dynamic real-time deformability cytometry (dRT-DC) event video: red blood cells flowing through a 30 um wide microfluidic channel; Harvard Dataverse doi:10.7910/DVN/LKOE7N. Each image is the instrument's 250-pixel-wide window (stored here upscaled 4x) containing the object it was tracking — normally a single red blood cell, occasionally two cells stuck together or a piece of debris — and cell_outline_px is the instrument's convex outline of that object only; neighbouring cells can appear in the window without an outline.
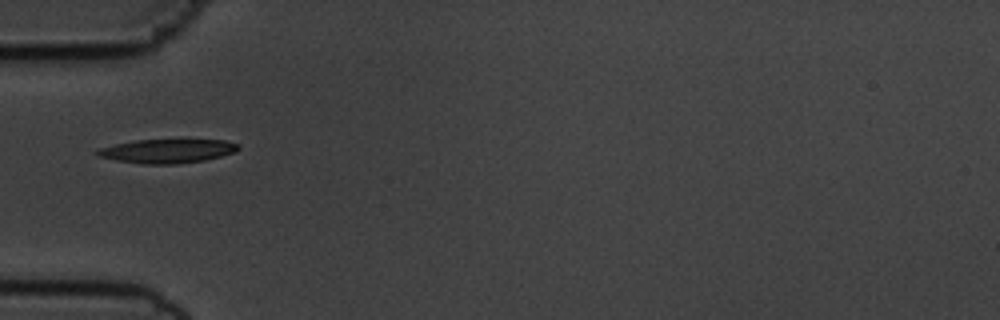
{"species": "common noctule bat (a hibernating species)", "species_latin": "Nyctalus noctula", "temperature_condition": "cold", "stored_images_in_passage": 26, "camera_frame_rate_fps": 3000, "um_per_image_px": 0.085, "animal": {"sex": "male", "body_mass_g": 19.5, "forearm_length_mm": 54.6}, "frame": {"image": 1, "passage_image": 1, "time_ms": 0.0, "image_size_px": [1000, 320], "cell_outline_px": [[240, 148], [236, 152], [204, 160], [176, 164], [144, 164], [116, 160], [100, 156], [96, 152], [96, 148], [136, 140], [224, 140], [240, 144]], "centroid_in_image_um": [14.24, 12.83], "position_along_channel_um": 70.8, "area_um2": 19.54}}
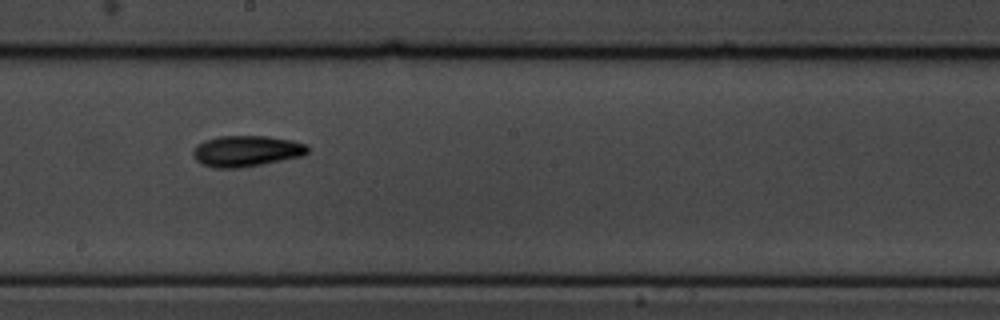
{"frame": {"image": 2, "passage_image": 14, "time_ms": 4.333, "image_size_px": [1000, 320], "cell_outline_px": [[308, 152], [304, 156], [264, 164], [240, 168], [216, 168], [200, 164], [192, 156], [192, 152], [196, 144], [204, 140], [220, 136], [268, 136], [292, 140], [308, 144]], "centroid_in_image_um": [20.94, 12.84], "position_along_channel_um": 227.3, "area_um2": 21.1}}
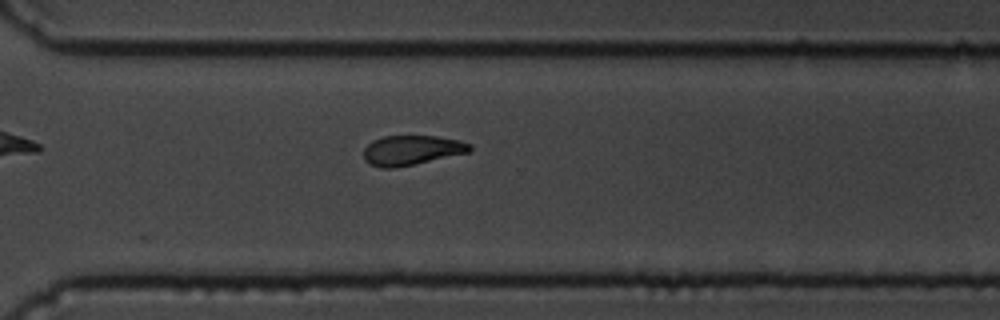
{"frame": {"image": 3, "passage_image": 23, "time_ms": 7.333, "image_size_px": [1000, 320], "cell_outline_px": [[472, 148], [468, 152], [396, 168], [380, 168], [368, 164], [364, 160], [364, 148], [372, 140], [384, 136], [436, 136], [460, 140], [472, 144]], "centroid_in_image_um": [34.96, 12.77], "position_along_channel_um": 335.6, "area_um2": 18.44}, "authors_computed_cell_mechanics": {"area_um2": 19.2763, "velocity_mm_per_s": 3.6189, "shape_relaxation_time_tau1_ms": 3.4095, "shape_relaxation_time_tau2_ms": 7.4023, "deformation_change_tau1": 0.129, "deformation_change_tau2": 0.1656}}